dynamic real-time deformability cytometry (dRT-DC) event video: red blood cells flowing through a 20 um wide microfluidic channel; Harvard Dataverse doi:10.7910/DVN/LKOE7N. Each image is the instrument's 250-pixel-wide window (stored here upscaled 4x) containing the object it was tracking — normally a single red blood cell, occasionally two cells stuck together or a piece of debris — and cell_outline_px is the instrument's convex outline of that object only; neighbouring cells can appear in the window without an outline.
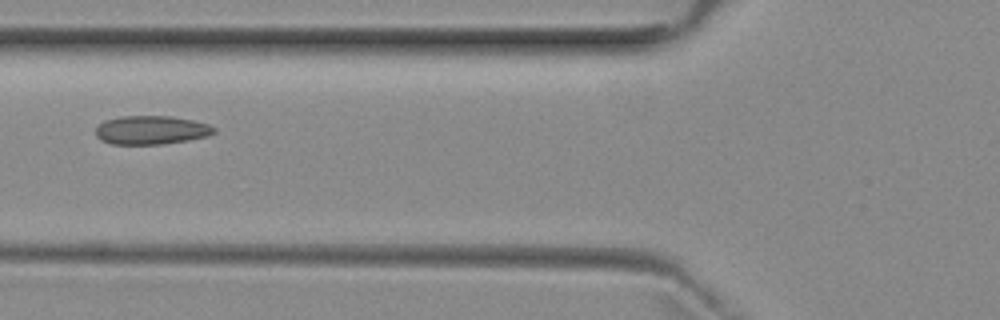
{"species": "common noctule bat (a hibernating species)", "species_latin": "Nyctalus noctula", "temperature_condition": "room temperature", "stored_images_in_passage": 6, "camera_frame_rate_fps": 3000, "um_per_image_px": 0.085, "animal": {"sex": "female", "body_mass_g": 29.2, "forearm_length_mm": 56.3}, "frame": {"image": 1, "passage_image": 6, "time_ms": 5.667, "image_size_px": [1000, 320], "cell_outline_px": [[216, 132], [208, 136], [188, 140], [160, 144], [112, 144], [100, 140], [96, 136], [96, 128], [104, 120], [120, 116], [172, 116], [192, 120], [208, 124], [216, 128]], "centroid_in_image_um": [12.85, 11.05], "position_along_channel_um": 112.9, "area_um2": 19.83}}